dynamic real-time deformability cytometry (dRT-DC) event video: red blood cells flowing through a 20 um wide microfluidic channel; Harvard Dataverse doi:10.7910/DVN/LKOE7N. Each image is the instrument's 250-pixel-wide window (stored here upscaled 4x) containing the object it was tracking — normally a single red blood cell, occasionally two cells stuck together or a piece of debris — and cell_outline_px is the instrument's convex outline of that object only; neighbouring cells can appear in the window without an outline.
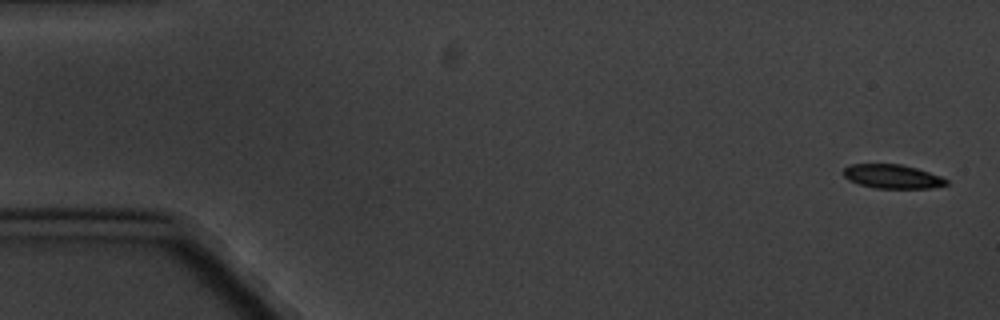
{"species": "common noctule bat (a hibernating species)", "species_latin": "Nyctalus noctula", "temperature_condition": "cold", "stored_images_in_passage": 5, "camera_frame_rate_fps": 3000, "um_per_image_px": 0.085, "animal": {"sex": "male", "body_mass_g": 20.1, "forearm_length_mm": 53.5}, "frame": {"image": 1, "passage_image": 1, "time_ms": 0.0, "image_size_px": [1000, 320], "cell_outline_px": [[948, 184], [932, 188], [876, 188], [860, 184], [848, 180], [844, 176], [844, 168], [848, 164], [900, 164], [916, 168], [940, 176], [948, 180]], "centroid_in_image_um": [75.84, 15.0], "position_along_channel_um": 9.2, "area_um2": 14.28}}
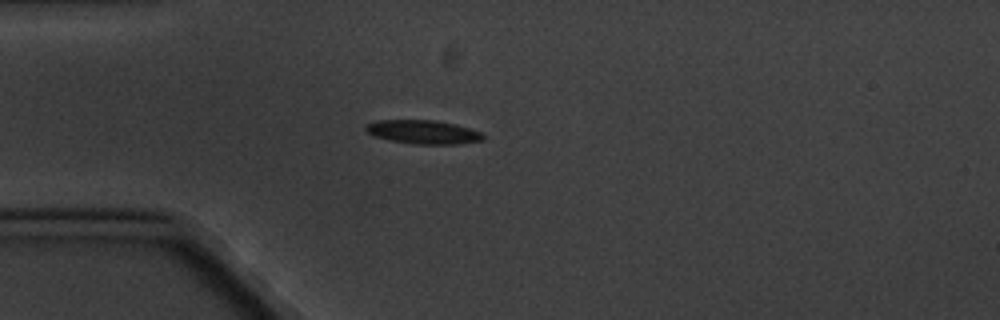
{"frame": {"image": 2, "passage_image": 5, "time_ms": 4.667, "image_size_px": [1000, 320], "cell_outline_px": [[484, 140], [456, 144], [416, 144], [388, 140], [376, 136], [368, 132], [364, 128], [368, 124], [380, 120], [432, 120], [456, 124], [480, 132], [484, 136]], "centroid_in_image_um": [35.99, 11.22], "position_along_channel_um": 49.0, "area_um2": 16.01}}